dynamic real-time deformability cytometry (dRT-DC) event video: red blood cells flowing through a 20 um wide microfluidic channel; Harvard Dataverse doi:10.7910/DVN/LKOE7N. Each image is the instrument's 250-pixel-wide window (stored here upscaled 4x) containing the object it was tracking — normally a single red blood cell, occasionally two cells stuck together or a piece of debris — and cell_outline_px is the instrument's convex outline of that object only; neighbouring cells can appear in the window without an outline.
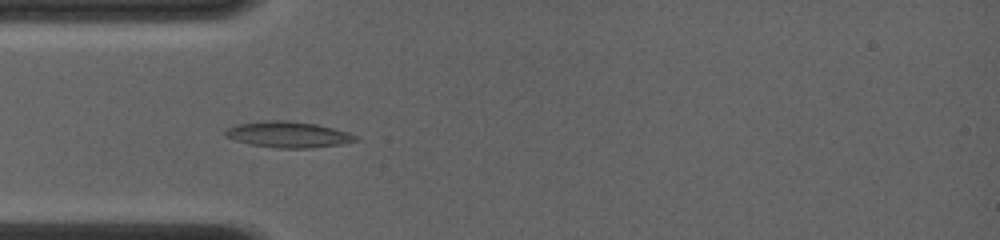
{"species": "common noctule bat (a hibernating species)", "species_latin": "Nyctalus noctula", "temperature_condition": "room temperature", "stored_images_in_passage": 10, "camera_frame_rate_fps": 4000, "um_per_image_px": 0.085, "animal": {"sex": "female", "body_mass_g": 19.0, "forearm_length_mm": 56.7}, "frame": {"image": 1, "passage_image": 9, "time_ms": 1.25, "image_size_px": [1000, 240], "cell_outline_px": [[360, 140], [340, 144], [312, 148], [280, 148], [252, 144], [236, 140], [224, 136], [224, 132], [228, 128], [236, 124], [268, 120], [288, 120], [316, 124], [348, 132], [356, 136]], "centroid_in_image_um": [24.5, 11.43], "position_along_channel_um": 60.5, "area_um2": 19.59}}